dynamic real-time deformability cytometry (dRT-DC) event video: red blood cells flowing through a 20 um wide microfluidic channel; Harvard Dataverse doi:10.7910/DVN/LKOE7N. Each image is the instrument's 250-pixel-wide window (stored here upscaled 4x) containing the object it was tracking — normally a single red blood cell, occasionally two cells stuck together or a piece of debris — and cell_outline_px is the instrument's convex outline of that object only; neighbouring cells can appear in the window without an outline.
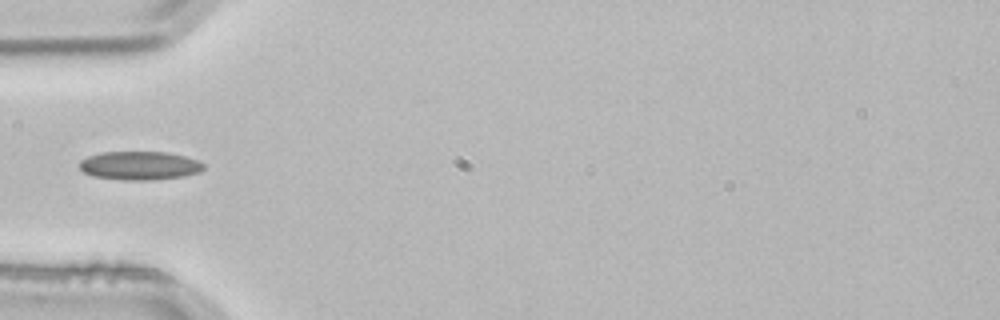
{"species": "common noctule bat (a hibernating species)", "species_latin": "Nyctalus noctula", "temperature_condition": "room temperature", "stored_images_in_passage": 1, "camera_frame_rate_fps": 3000, "um_per_image_px": 0.085, "animal": {"sex": "male", "body_mass_g": 21.5, "forearm_length_mm": 52.0}, "frame": {"image": 1, "passage_image": 1, "time_ms": 0.0, "image_size_px": [1000, 320], "cell_outline_px": [[204, 168], [200, 172], [184, 176], [152, 180], [124, 180], [92, 176], [84, 172], [80, 168], [80, 160], [88, 156], [100, 152], [168, 152], [184, 156], [196, 160], [204, 164]], "centroid_in_image_um": [11.86, 14.08], "position_along_channel_um": 73.1, "area_um2": 20.69}}